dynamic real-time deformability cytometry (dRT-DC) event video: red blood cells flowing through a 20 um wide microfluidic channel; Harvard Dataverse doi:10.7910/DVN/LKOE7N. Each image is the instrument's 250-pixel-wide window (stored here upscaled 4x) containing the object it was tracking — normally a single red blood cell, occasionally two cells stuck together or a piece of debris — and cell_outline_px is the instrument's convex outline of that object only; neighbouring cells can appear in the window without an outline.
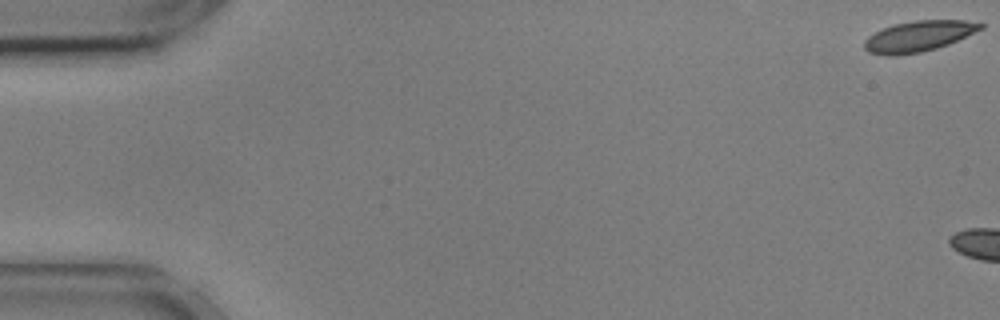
{"species": "common noctule bat (a hibernating species)", "species_latin": "Nyctalus noctula", "temperature_condition": "cold", "stored_images_in_passage": 5, "camera_frame_rate_fps": 3000, "um_per_image_px": 0.085, "animal": {"sex": "male", "body_mass_g": 17.9, "forearm_length_mm": 54.2}, "frame": {"image": 1, "passage_image": 1, "time_ms": 0.0, "image_size_px": [1000, 320], "cell_outline_px": [[984, 28], [948, 44], [936, 48], [920, 52], [892, 56], [888, 56], [868, 52], [864, 48], [864, 40], [868, 36], [884, 28], [896, 24], [916, 20], [964, 20], [984, 24]], "centroid_in_image_um": [78.07, 3.08], "position_along_channel_um": 6.9, "area_um2": 20.58}}